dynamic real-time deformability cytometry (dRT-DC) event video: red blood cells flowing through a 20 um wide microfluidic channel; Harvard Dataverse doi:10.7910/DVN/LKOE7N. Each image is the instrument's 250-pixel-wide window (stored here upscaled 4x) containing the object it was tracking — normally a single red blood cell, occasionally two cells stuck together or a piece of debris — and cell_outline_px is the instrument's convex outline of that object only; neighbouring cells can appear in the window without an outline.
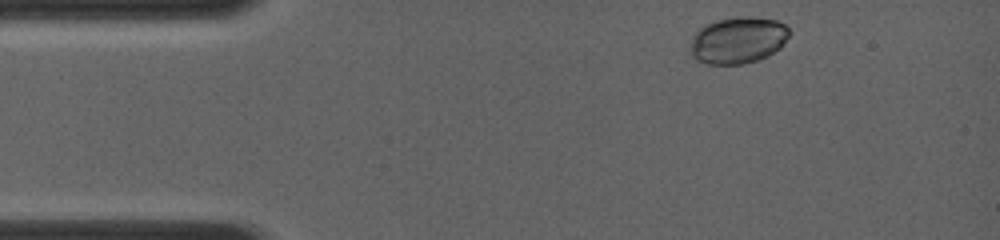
{"species": "common noctule bat (a hibernating species)", "species_latin": "Nyctalus noctula", "temperature_condition": "room temperature", "stored_images_in_passage": 3, "camera_frame_rate_fps": 4000, "um_per_image_px": 0.085, "animal": {"sex": "female", "body_mass_g": 19.0, "forearm_length_mm": 56.7}, "frame": {"image": 1, "passage_image": 1, "time_ms": 0.0, "image_size_px": [1000, 240], "cell_outline_px": [[788, 36], [780, 48], [768, 56], [744, 64], [708, 64], [696, 60], [688, 52], [688, 48], [692, 36], [704, 24], [716, 20], [736, 16], [752, 16], [776, 20], [784, 24], [788, 28]], "centroid_in_image_um": [62.67, 3.41], "position_along_channel_um": 22.3, "area_um2": 27.28}}